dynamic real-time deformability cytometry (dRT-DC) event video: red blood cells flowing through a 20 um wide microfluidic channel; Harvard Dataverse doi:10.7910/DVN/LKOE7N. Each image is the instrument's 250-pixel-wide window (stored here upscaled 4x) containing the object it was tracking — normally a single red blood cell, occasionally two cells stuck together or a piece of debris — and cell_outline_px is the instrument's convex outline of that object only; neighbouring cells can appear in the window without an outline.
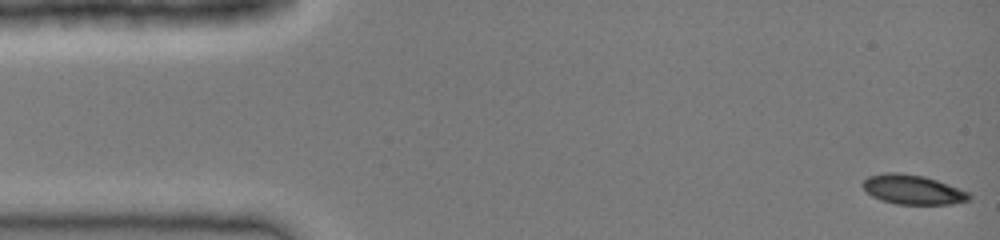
{"species": "common noctule bat (a hibernating species)", "species_latin": "Nyctalus noctula", "temperature_condition": "cold", "stored_images_in_passage": 40, "camera_frame_rate_fps": 3000, "um_per_image_px": 0.085, "animal": {"sex": "female", "body_mass_g": 19.0, "forearm_length_mm": 51.5}, "frame": {"image": 1, "passage_image": 1, "time_ms": 0.0, "image_size_px": [1000, 240], "cell_outline_px": [[972, 200], [952, 204], [896, 204], [880, 200], [872, 196], [860, 184], [868, 176], [884, 172], [900, 172], [924, 176], [948, 184], [968, 192], [972, 196]], "centroid_in_image_um": [77.58, 16.11], "position_along_channel_um": 7.4, "area_um2": 18.44}}
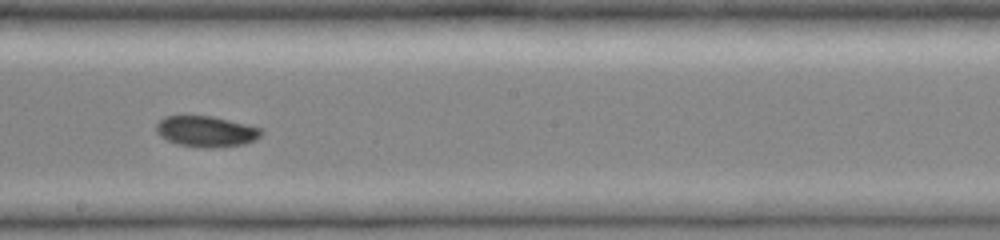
{"frame": {"image": 2, "passage_image": 23, "time_ms": 7.333, "image_size_px": [1000, 240], "cell_outline_px": [[264, 132], [256, 140], [244, 144], [208, 148], [204, 148], [176, 144], [160, 136], [156, 132], [156, 124], [164, 116], [212, 116], [260, 128]], "centroid_in_image_um": [17.5, 11.18], "position_along_channel_um": 230.7, "area_um2": 18.79}}
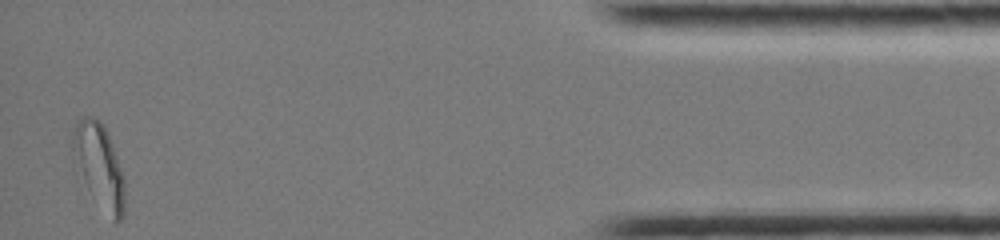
{"frame": {"image": 3, "passage_image": 40, "time_ms": 13.0, "image_size_px": [1000, 240], "cell_outline_px": [[124, 212], [120, 220], [116, 224], [88, 188], [72, 160], [68, 144], [72, 132], [80, 116], [92, 116], [104, 128], [112, 144], [124, 176]], "centroid_in_image_um": [8.37, 14.03], "position_along_channel_um": 426.8, "area_um2": 25.32}}